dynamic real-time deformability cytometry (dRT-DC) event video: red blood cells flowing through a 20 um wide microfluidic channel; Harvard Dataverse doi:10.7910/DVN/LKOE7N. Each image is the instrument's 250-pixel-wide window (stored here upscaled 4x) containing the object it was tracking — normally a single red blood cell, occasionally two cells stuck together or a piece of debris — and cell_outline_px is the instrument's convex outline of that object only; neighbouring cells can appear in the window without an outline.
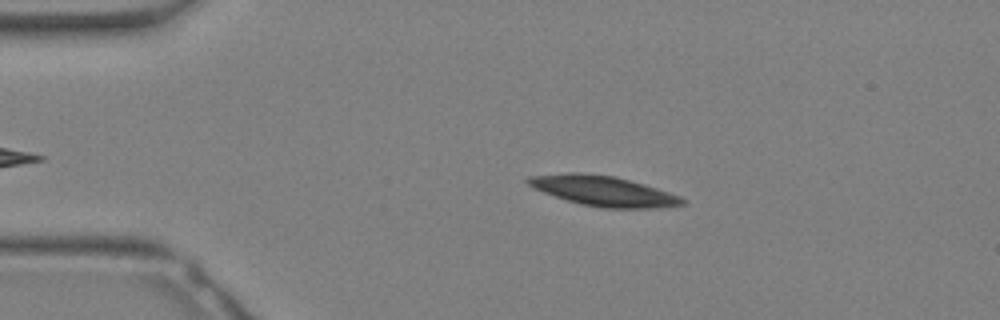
{"species": "Egyptian fruit bat (a non-hibernating species)", "species_latin": "Rousettus aegyptiacus", "temperature_condition": "warm", "stored_images_in_passage": 32, "camera_frame_rate_fps": 3000, "um_per_image_px": 0.085, "animal": {"sex": "female"}, "frame": {"image": 1, "passage_image": 6, "time_ms": 1.667, "image_size_px": [1000, 320], "cell_outline_px": [[684, 204], [656, 208], [604, 208], [580, 204], [544, 192], [528, 184], [524, 180], [528, 176], [568, 172], [580, 172], [616, 176], [644, 184], [680, 196], [684, 200]], "centroid_in_image_um": [51.27, 16.22], "position_along_channel_um": 33.7, "area_um2": 26.88}}
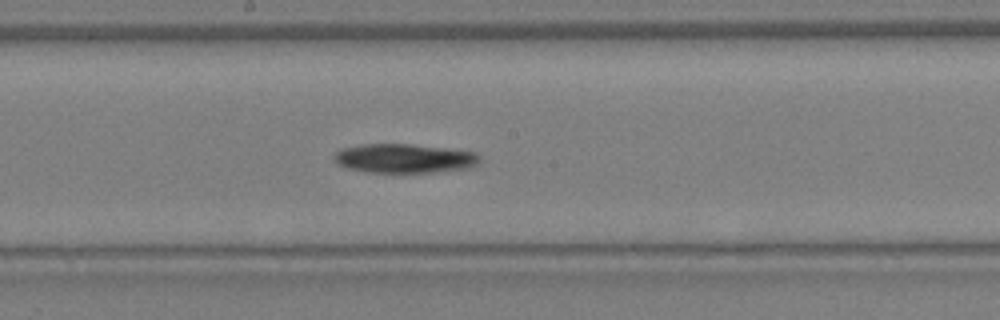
{"frame": {"image": 2, "passage_image": 17, "time_ms": 5.333, "image_size_px": [1000, 320], "cell_outline_px": [[480, 160], [476, 164], [468, 168], [432, 172], [364, 172], [348, 168], [336, 164], [332, 160], [332, 156], [340, 148], [360, 144], [412, 144], [476, 152], [480, 156]], "centroid_in_image_um": [34.29, 13.46], "position_along_channel_um": 213.9, "area_um2": 24.85}}
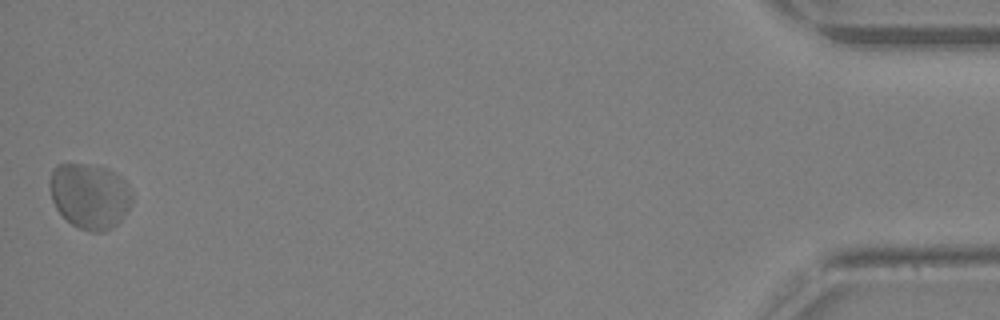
{"frame": {"image": 3, "passage_image": 32, "time_ms": 10.333, "image_size_px": [1000, 320], "cell_outline_px": [[132, 200], [128, 208], [120, 220], [112, 228], [104, 232], [88, 232], [72, 224], [56, 208], [52, 200], [48, 184], [52, 168], [56, 164], [80, 164], [108, 168], [120, 176], [124, 180], [132, 192]], "centroid_in_image_um": [7.6, 16.65], "position_along_channel_um": 427.6, "area_um2": 31.39}}